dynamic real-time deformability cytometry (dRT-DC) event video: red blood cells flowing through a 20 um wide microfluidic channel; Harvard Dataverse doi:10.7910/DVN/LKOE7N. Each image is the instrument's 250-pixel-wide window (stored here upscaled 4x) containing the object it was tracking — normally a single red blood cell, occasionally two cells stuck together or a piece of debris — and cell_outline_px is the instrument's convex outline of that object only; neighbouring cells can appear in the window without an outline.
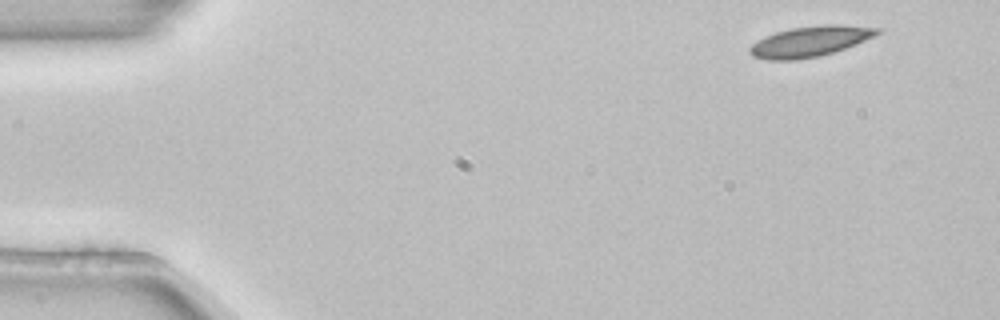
{"species": "common noctule bat (a hibernating species)", "species_latin": "Nyctalus noctula", "temperature_condition": "room temperature", "stored_images_in_passage": 4, "segment_of_instrument_passage": [1, 2], "camera_frame_rate_fps": 3000, "um_per_image_px": 0.085, "animal": {"sex": "female", "body_mass_g": 22.7, "forearm_length_mm": 54.2}, "frame": {"image": 1, "passage_image": 1, "time_ms": 0.0, "image_size_px": [1000, 320], "cell_outline_px": [[880, 32], [856, 44], [820, 56], [796, 60], [764, 60], [752, 56], [748, 52], [748, 48], [752, 44], [764, 36], [776, 32], [792, 28], [824, 24], [840, 24], [880, 28]], "centroid_in_image_um": [68.79, 3.52], "position_along_channel_um": 16.2, "area_um2": 22.6}}